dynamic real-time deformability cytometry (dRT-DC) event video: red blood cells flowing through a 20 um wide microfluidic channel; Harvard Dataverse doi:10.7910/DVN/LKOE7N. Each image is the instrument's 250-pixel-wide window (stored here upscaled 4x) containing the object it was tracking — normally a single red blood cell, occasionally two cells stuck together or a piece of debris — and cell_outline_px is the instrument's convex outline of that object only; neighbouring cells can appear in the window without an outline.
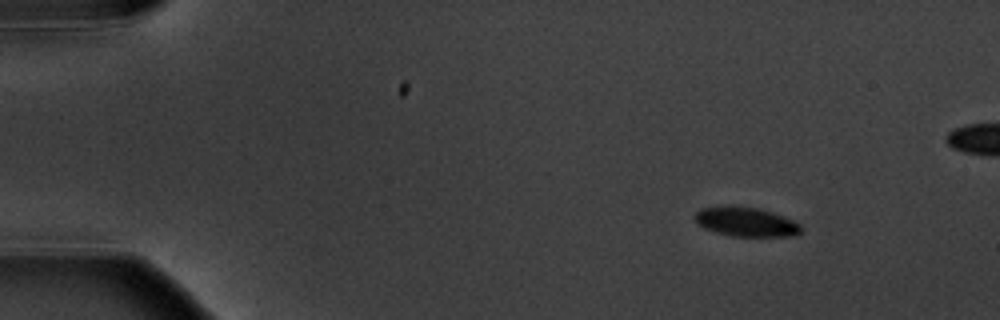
{"species": "common noctule bat (a hibernating species)", "species_latin": "Nyctalus noctula", "temperature_condition": "warm", "stored_images_in_passage": 6, "camera_frame_rate_fps": 3000, "um_per_image_px": 0.085, "animal": {"sex": "male", "body_mass_g": 20.1, "forearm_length_mm": 53.5}, "frame": {"image": 1, "passage_image": 2, "time_ms": 1.333, "image_size_px": [1000, 320], "cell_outline_px": [[804, 232], [796, 236], [732, 236], [716, 232], [704, 228], [696, 224], [692, 216], [700, 208], [756, 208], [772, 212], [792, 220], [800, 224]], "centroid_in_image_um": [63.43, 18.9], "position_along_channel_um": 21.6, "area_um2": 17.74}}